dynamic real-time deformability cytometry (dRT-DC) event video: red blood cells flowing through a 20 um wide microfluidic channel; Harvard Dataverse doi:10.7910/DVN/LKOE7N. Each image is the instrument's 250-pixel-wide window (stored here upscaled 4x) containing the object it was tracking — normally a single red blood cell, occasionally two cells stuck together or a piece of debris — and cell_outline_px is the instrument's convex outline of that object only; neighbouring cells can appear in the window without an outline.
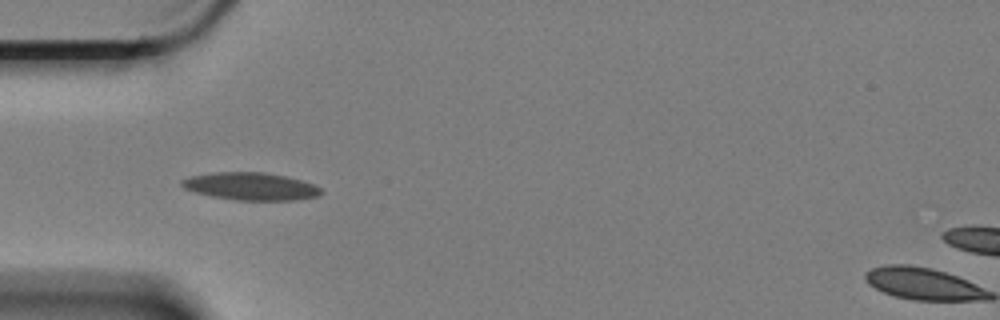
{"species": "Egyptian fruit bat (a non-hibernating species)", "species_latin": "Rousettus aegyptiacus", "temperature_condition": "cold", "stored_images_in_passage": 7, "camera_frame_rate_fps": 3000, "um_per_image_px": 0.085, "animal": {"sex": "female"}, "frame": {"image": 1, "passage_image": 5, "time_ms": 1.333, "image_size_px": [1000, 320], "cell_outline_px": [[324, 192], [316, 196], [292, 200], [236, 200], [212, 196], [196, 192], [184, 188], [180, 184], [180, 180], [192, 176], [216, 172], [264, 172], [284, 176], [300, 180], [312, 184], [320, 188]], "centroid_in_image_um": [21.29, 15.84], "position_along_channel_um": 63.7, "area_um2": 22.08}}
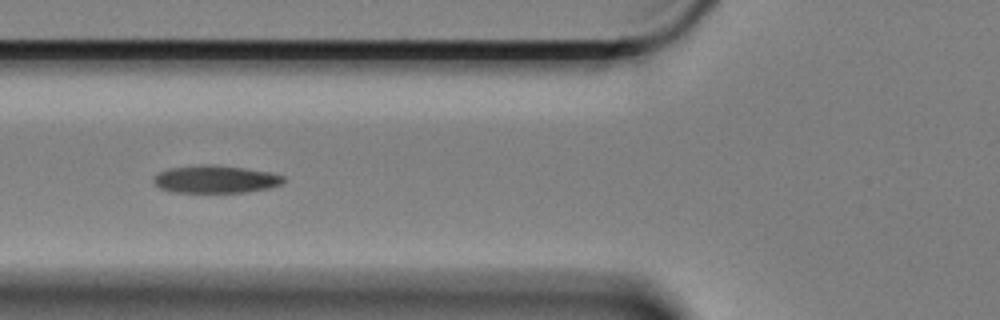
{"frame": {"image": 2, "passage_image": 6, "time_ms": 1.667, "image_size_px": [1000, 320], "cell_outline_px": [[284, 180], [280, 184], [268, 188], [248, 192], [172, 192], [160, 188], [152, 180], [152, 176], [168, 168], [200, 164], [212, 164], [244, 168], [268, 172], [284, 176]], "centroid_in_image_um": [18.27, 15.23], "position_along_channel_um": 107.5, "area_um2": 20.92}}
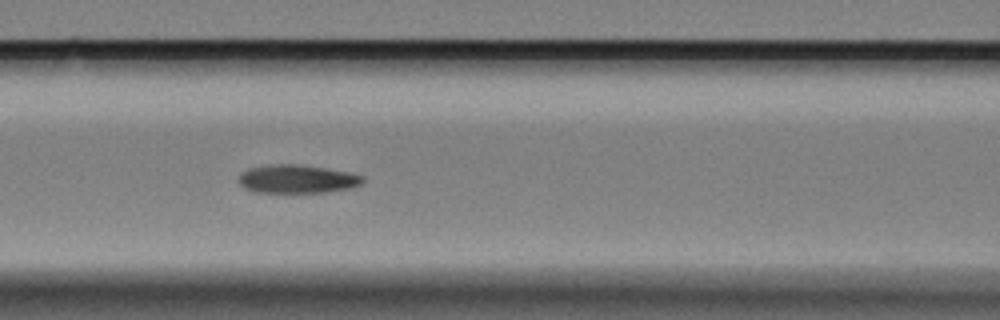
{"frame": {"image": 3, "passage_image": 7, "time_ms": 2.0, "image_size_px": [1000, 320], "cell_outline_px": [[364, 180], [360, 184], [352, 188], [328, 192], [252, 192], [244, 188], [236, 180], [240, 172], [248, 168], [268, 164], [300, 164], [352, 172], [364, 176]], "centroid_in_image_um": [25.23, 15.2], "position_along_channel_um": 141.4, "area_um2": 20.98}}